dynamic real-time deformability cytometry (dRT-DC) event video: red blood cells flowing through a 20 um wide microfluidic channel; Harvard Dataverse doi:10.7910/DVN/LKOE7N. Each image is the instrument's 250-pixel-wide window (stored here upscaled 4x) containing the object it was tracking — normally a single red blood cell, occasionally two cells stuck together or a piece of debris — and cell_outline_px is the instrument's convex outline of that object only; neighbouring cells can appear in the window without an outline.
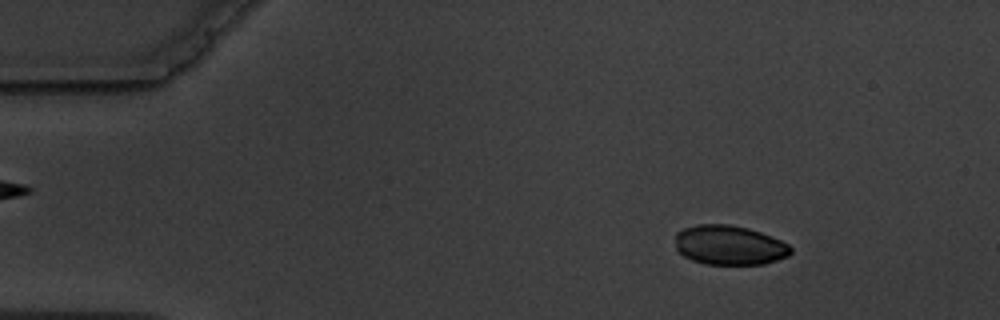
{"species": "common noctule bat (a hibernating species)", "species_latin": "Nyctalus noctula", "temperature_condition": "warm", "stored_images_in_passage": 8, "camera_frame_rate_fps": 3000, "um_per_image_px": 0.085, "animal": {"sex": "male", "body_mass_g": 19.5, "forearm_length_mm": 54.6}, "frame": {"image": 1, "passage_image": 2, "time_ms": 1.333, "image_size_px": [1000, 320], "cell_outline_px": [[792, 252], [788, 256], [764, 264], [704, 264], [692, 260], [684, 256], [676, 248], [676, 232], [684, 228], [696, 224], [728, 224], [748, 228], [772, 236], [788, 244], [792, 248]], "centroid_in_image_um": [62.0, 20.83], "position_along_channel_um": 23.0, "area_um2": 26.65}}
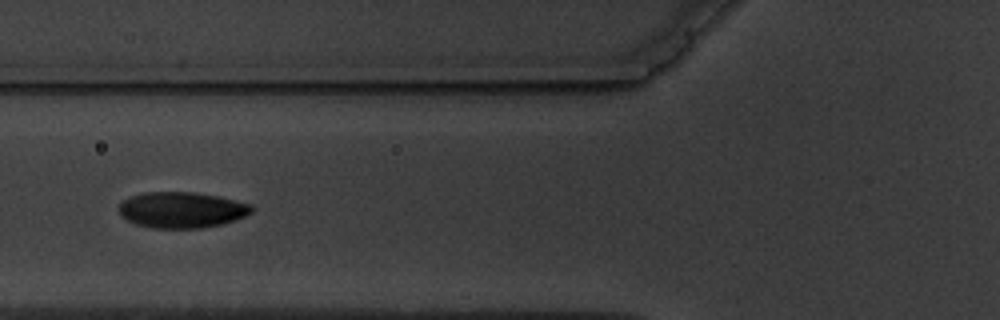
{"frame": {"image": 2, "passage_image": 6, "time_ms": 6.0, "image_size_px": [1000, 320], "cell_outline_px": [[252, 212], [236, 220], [224, 224], [204, 228], [152, 228], [136, 224], [120, 216], [120, 204], [124, 200], [132, 196], [144, 192], [192, 192], [220, 196], [252, 204]], "centroid_in_image_um": [15.48, 17.85], "position_along_channel_um": 110.3, "area_um2": 27.92}}
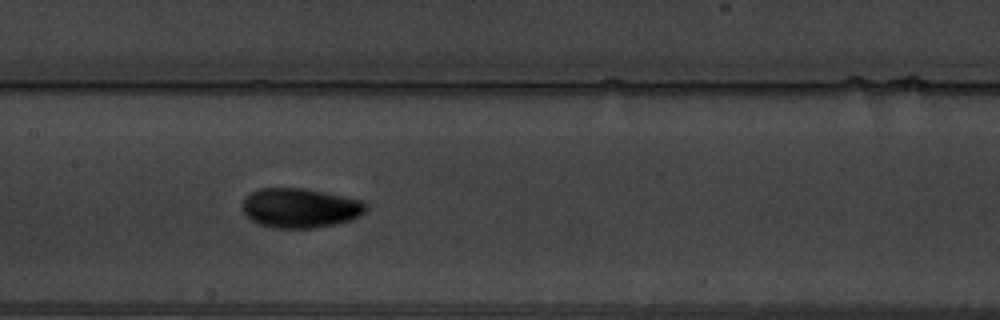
{"frame": {"image": 3, "passage_image": 8, "time_ms": 8.0, "image_size_px": [1000, 320], "cell_outline_px": [[368, 208], [360, 216], [352, 220], [336, 224], [316, 228], [272, 228], [260, 224], [252, 220], [244, 212], [244, 196], [248, 192], [260, 188], [304, 188], [364, 200], [368, 204]], "centroid_in_image_um": [25.55, 17.67], "position_along_channel_um": 181.8, "area_um2": 28.78}}